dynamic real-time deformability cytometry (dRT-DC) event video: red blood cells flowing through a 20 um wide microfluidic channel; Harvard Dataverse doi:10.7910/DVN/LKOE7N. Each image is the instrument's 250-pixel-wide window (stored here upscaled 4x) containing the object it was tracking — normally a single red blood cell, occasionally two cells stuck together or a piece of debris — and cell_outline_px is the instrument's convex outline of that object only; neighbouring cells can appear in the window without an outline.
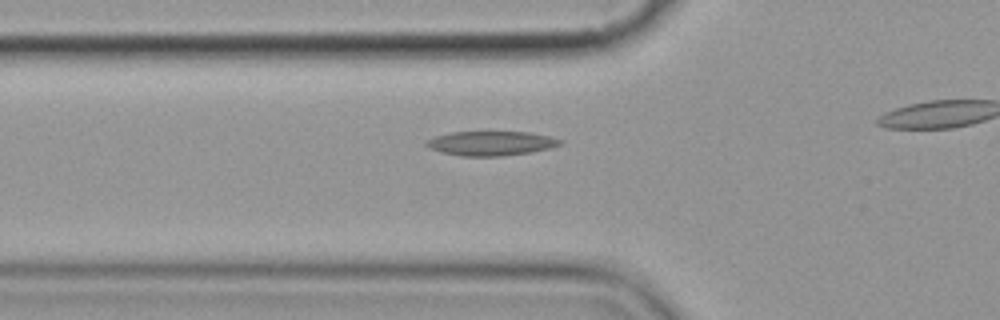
{"species": "common noctule bat (a hibernating species)", "species_latin": "Nyctalus noctula", "temperature_condition": "cold", "stored_images_in_passage": 4, "camera_frame_rate_fps": 3000, "um_per_image_px": 0.085, "animal": {"sex": "female", "body_mass_g": 19.9}, "frame": {"image": 1, "passage_image": 4, "time_ms": 3.667, "image_size_px": [1000, 320], "cell_outline_px": [[564, 140], [560, 144], [548, 148], [528, 152], [500, 156], [460, 156], [440, 152], [428, 148], [424, 144], [424, 140], [436, 136], [452, 132], [528, 132], [548, 136]], "centroid_in_image_um": [41.65, 12.18], "position_along_channel_um": 84.1, "area_um2": 18.9}}